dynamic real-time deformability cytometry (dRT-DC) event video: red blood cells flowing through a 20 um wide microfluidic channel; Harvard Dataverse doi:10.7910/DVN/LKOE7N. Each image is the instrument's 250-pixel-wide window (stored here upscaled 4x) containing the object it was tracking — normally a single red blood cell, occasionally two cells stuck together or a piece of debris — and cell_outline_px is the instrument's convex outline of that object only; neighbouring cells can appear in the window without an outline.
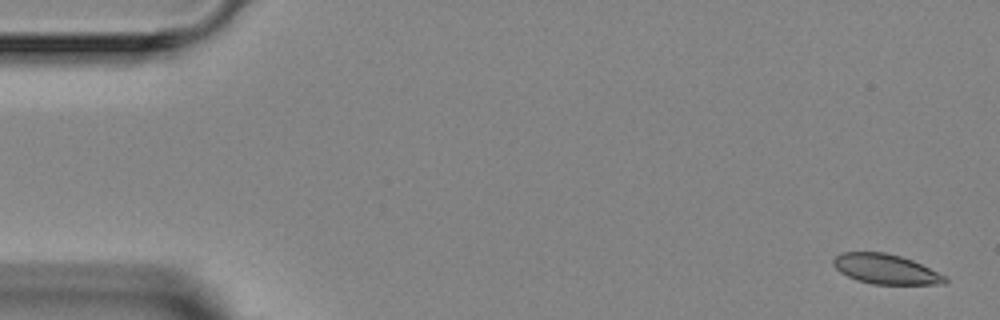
{"species": "Egyptian fruit bat (a non-hibernating species)", "species_latin": "Rousettus aegyptiacus", "temperature_condition": "room temperature", "stored_images_in_passage": 4, "camera_frame_rate_fps": 3000, "um_per_image_px": 0.085, "animal": {"sex": "female"}, "frame": {"image": 1, "passage_image": 1, "time_ms": 0.0, "image_size_px": [1000, 320], "cell_outline_px": [[948, 280], [944, 284], [872, 284], [856, 280], [840, 272], [832, 264], [832, 260], [840, 252], [884, 252], [900, 256], [912, 260], [948, 276]], "centroid_in_image_um": [75.29, 22.87], "position_along_channel_um": 9.7, "area_um2": 19.54}}